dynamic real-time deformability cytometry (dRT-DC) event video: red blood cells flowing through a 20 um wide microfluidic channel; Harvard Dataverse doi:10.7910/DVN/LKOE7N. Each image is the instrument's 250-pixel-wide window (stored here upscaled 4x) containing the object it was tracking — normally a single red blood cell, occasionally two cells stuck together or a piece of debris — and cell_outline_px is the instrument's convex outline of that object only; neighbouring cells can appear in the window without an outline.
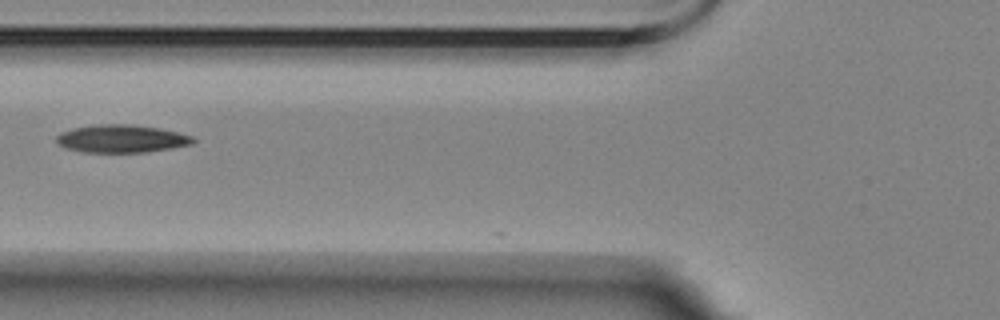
{"species": "Egyptian fruit bat (a non-hibernating species)", "species_latin": "Rousettus aegyptiacus", "temperature_condition": "room temperature", "stored_images_in_passage": 2, "camera_frame_rate_fps": 3000, "um_per_image_px": 0.085, "animal": {"sex": "female"}, "frame": {"image": 1, "passage_image": 2, "time_ms": 1.0, "image_size_px": [1000, 320], "cell_outline_px": [[196, 140], [192, 144], [172, 148], [148, 152], [80, 152], [64, 148], [56, 144], [56, 136], [60, 132], [72, 128], [96, 124], [128, 124], [160, 128], [192, 136]], "centroid_in_image_um": [10.27, 11.79], "position_along_channel_um": 115.5, "area_um2": 22.37}}